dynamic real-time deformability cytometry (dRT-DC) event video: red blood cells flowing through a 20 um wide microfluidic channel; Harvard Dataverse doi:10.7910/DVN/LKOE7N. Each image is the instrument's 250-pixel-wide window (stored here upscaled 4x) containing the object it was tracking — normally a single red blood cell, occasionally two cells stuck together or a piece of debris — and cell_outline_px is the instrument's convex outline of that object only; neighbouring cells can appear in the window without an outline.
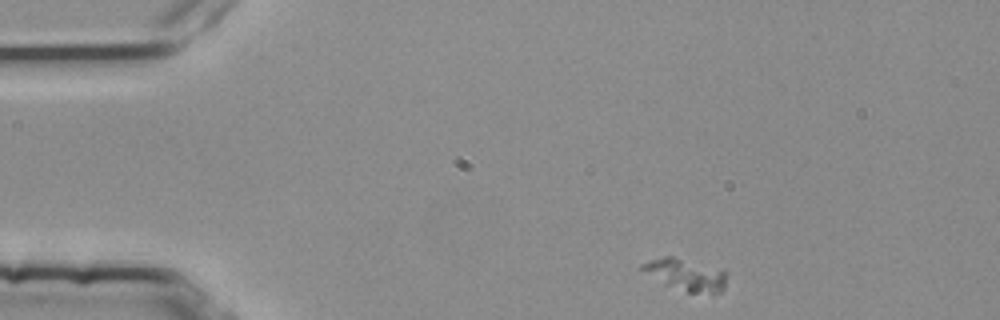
{"species": "common noctule bat (a hibernating species)", "species_latin": "Nyctalus noctula", "temperature_condition": "room temperature", "stored_images_in_passage": 42, "camera_frame_rate_fps": 3000, "um_per_image_px": 0.085, "animal": {"sex": "female", "body_mass_g": 25.1}, "frame": {"image": 1, "passage_image": 1, "time_ms": 0.0, "image_size_px": [1000, 320], "cell_outline_px": [[724, 288], [720, 292], [712, 296], [688, 292], [664, 284], [640, 268], [640, 264], [664, 256], [672, 256], [724, 268]], "centroid_in_image_um": [58.36, 23.36], "position_along_channel_um": 26.6, "area_um2": 15.84}}
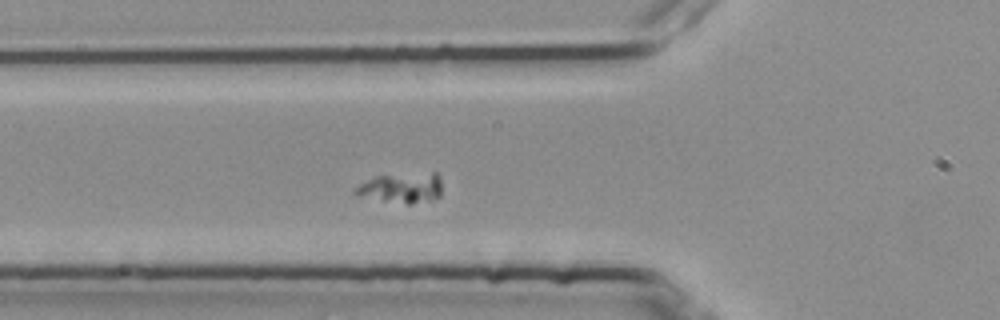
{"frame": {"image": 2, "passage_image": 12, "time_ms": 3.667, "image_size_px": [1000, 320], "cell_outline_px": [[440, 196], [428, 200], [412, 204], [408, 204], [356, 196], [352, 192], [360, 184], [376, 176], [432, 172], [436, 172], [440, 176]], "centroid_in_image_um": [34.13, 15.97], "position_along_channel_um": 91.7, "area_um2": 15.09}}
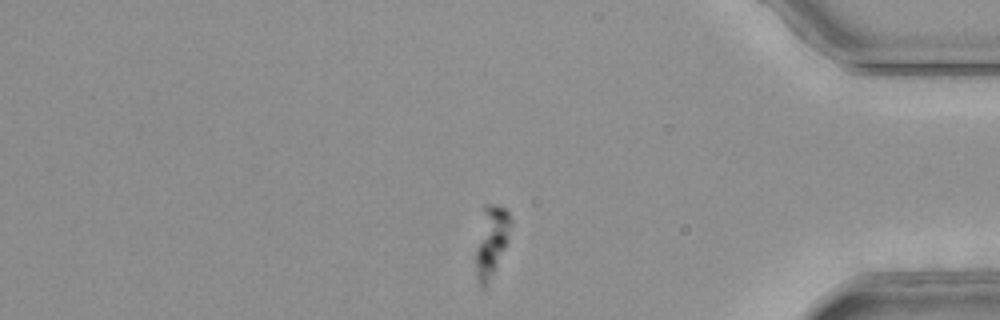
{"frame": {"image": 3, "passage_image": 39, "time_ms": 12.667, "image_size_px": [1000, 320], "cell_outline_px": [[512, 220], [504, 248], [496, 268], [484, 288], [480, 284], [476, 272], [476, 248], [484, 208], [492, 204], [504, 208], [508, 212]], "centroid_in_image_um": [41.77, 20.5], "position_along_channel_um": 393.4, "area_um2": 13.58}}